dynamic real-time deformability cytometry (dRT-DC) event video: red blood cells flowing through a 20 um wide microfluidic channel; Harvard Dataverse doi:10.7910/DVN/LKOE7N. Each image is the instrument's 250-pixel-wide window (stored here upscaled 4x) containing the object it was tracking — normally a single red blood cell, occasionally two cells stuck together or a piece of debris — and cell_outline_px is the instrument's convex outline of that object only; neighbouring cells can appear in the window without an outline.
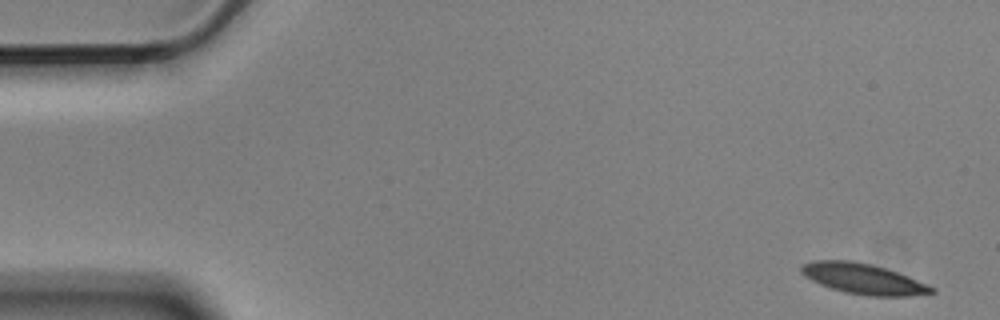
{"species": "Egyptian fruit bat (a non-hibernating species)", "species_latin": "Rousettus aegyptiacus", "temperature_condition": "cold", "stored_images_in_passage": 6, "segment_of_instrument_passage": [1, 2], "camera_frame_rate_fps": 3000, "um_per_image_px": 0.085, "animal": {"sex": "male"}, "frame": {"image": 1, "passage_image": 1, "time_ms": 0.0, "image_size_px": [1000, 320], "cell_outline_px": [[936, 292], [908, 296], [868, 296], [844, 292], [820, 284], [804, 276], [800, 272], [800, 268], [804, 264], [816, 260], [848, 260], [868, 264], [884, 268], [908, 276], [936, 288]], "centroid_in_image_um": [73.38, 23.71], "position_along_channel_um": 11.6, "area_um2": 22.89}}